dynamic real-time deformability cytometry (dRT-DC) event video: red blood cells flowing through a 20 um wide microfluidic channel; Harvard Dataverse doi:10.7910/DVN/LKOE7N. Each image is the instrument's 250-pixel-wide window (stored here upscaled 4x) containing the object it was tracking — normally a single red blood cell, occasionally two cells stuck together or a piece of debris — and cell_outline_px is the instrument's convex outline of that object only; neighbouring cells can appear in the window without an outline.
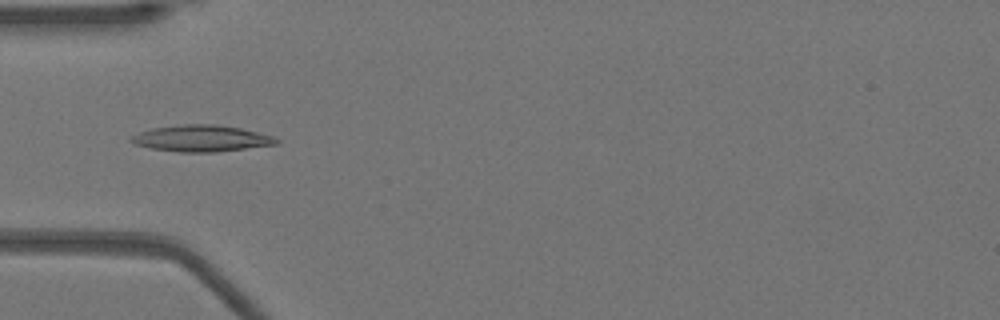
{"species": "Egyptian fruit bat (a non-hibernating species)", "species_latin": "Rousettus aegyptiacus", "temperature_condition": "warm", "stored_images_in_passage": 51, "camera_frame_rate_fps": 3000, "um_per_image_px": 0.085, "animal": {"sex": "female"}, "frame": {"image": 1, "passage_image": 16, "time_ms": 5.0, "image_size_px": [1000, 320], "cell_outline_px": [[280, 140], [276, 144], [216, 152], [180, 152], [152, 148], [136, 144], [128, 140], [132, 136], [140, 132], [152, 128], [184, 124], [216, 124], [240, 128], [272, 136]], "centroid_in_image_um": [17.11, 11.76], "position_along_channel_um": 67.9, "area_um2": 22.08}}
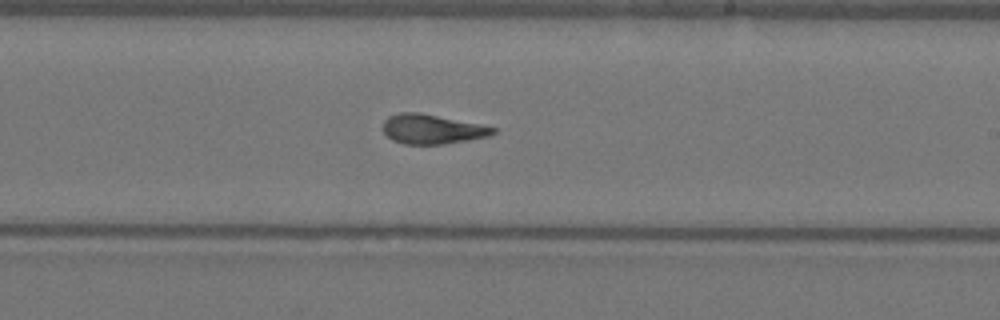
{"frame": {"image": 2, "passage_image": 30, "time_ms": 9.667, "image_size_px": [1000, 320], "cell_outline_px": [[496, 132], [488, 136], [444, 144], [404, 144], [392, 140], [384, 132], [384, 120], [388, 116], [400, 112], [420, 112], [480, 124], [496, 128]], "centroid_in_image_um": [36.71, 10.97], "position_along_channel_um": 252.3, "area_um2": 18.84}}
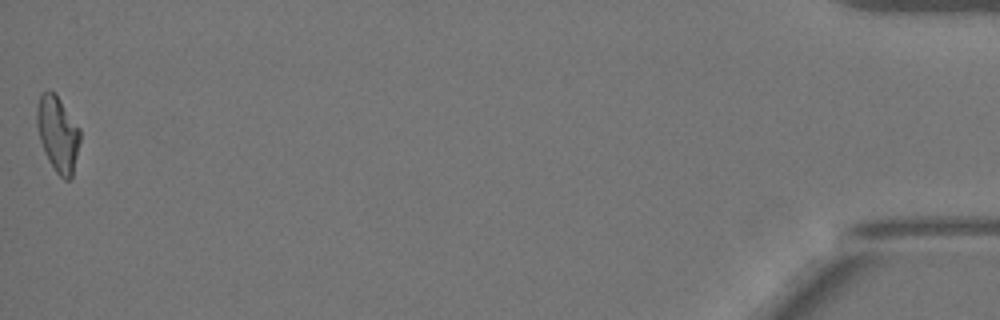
{"frame": {"image": 3, "passage_image": 51, "time_ms": 16.667, "image_size_px": [1000, 320], "cell_outline_px": [[80, 140], [72, 176], [68, 180], [64, 180], [56, 172], [48, 160], [44, 152], [40, 140], [36, 124], [36, 108], [40, 92], [48, 88], [60, 100], [80, 128]], "centroid_in_image_um": [4.89, 11.36], "position_along_channel_um": 430.3, "area_um2": 19.07}, "authors_computed_cell_mechanics": {"area_um2": 19.363, "velocity_mm_per_s": 3.943, "shape_relaxation_time_tau1_ms": null, "shape_relaxation_time_tau2_ms": 1.0772, "deformation_change_tau1": null, "deformation_change_tau2": 0.0831}}